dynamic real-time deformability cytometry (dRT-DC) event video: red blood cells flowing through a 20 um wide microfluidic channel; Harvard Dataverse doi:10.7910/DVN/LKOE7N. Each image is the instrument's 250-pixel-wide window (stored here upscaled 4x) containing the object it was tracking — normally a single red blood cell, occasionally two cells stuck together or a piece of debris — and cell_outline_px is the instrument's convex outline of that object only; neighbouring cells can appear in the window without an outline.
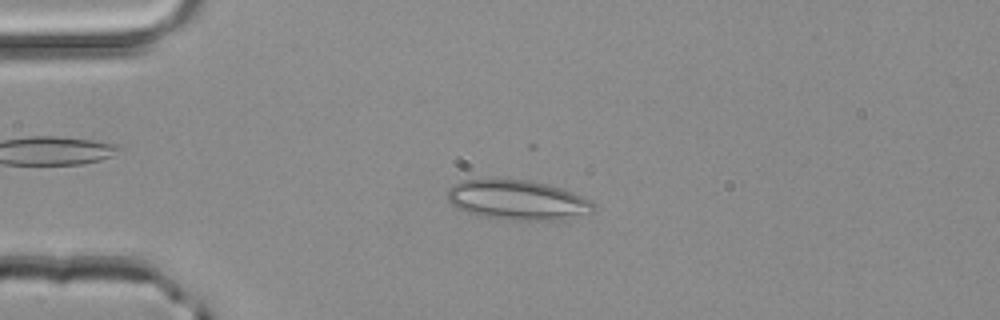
{"species": "common noctule bat (a hibernating species)", "species_latin": "Nyctalus noctula", "temperature_condition": "room temperature", "stored_images_in_passage": 3, "camera_frame_rate_fps": 3000, "um_per_image_px": 0.085, "animal": {"sex": "male", "body_mass_g": 20.4}, "frame": {"image": 1, "passage_image": 3, "time_ms": 0.667, "image_size_px": [1000, 320], "cell_outline_px": [[592, 212], [560, 220], [508, 220], [484, 216], [468, 212], [456, 208], [448, 200], [448, 188], [452, 184], [460, 180], [532, 180], [548, 184], [572, 192], [588, 200], [592, 204]], "centroid_in_image_um": [43.94, 17.0], "position_along_channel_um": 41.1, "area_um2": 33.47}}